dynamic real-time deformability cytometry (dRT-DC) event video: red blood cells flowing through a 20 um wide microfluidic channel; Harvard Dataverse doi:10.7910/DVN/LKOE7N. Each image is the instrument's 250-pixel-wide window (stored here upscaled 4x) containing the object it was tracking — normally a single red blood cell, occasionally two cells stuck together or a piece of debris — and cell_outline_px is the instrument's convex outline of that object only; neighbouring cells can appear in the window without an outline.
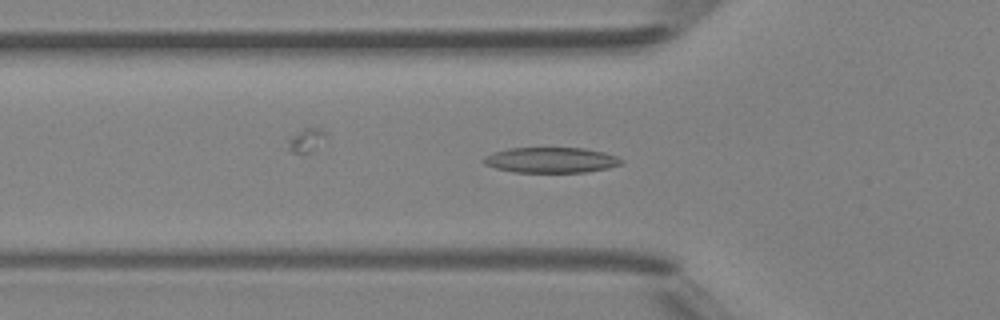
{"species": "Egyptian fruit bat (a non-hibernating species)", "species_latin": "Rousettus aegyptiacus", "temperature_condition": "room temperature", "stored_images_in_passage": 47, "camera_frame_rate_fps": 3000, "um_per_image_px": 0.085, "animal": {"sex": "female"}, "frame": {"image": 1, "passage_image": 16, "time_ms": 5.0, "image_size_px": [1000, 320], "cell_outline_px": [[624, 160], [620, 164], [608, 168], [584, 172], [512, 172], [496, 168], [484, 164], [480, 160], [484, 156], [492, 152], [508, 148], [584, 148], [604, 152], [616, 156]], "centroid_in_image_um": [46.78, 13.6], "position_along_channel_um": 79.0, "area_um2": 20.52}}
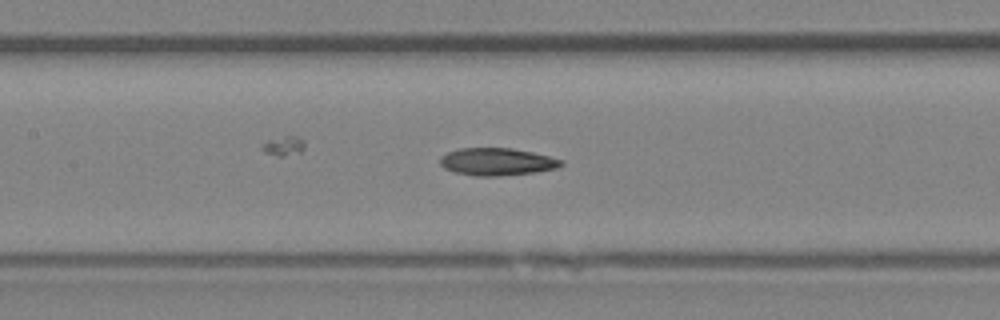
{"frame": {"image": 2, "passage_image": 22, "time_ms": 7.0, "image_size_px": [1000, 320], "cell_outline_px": [[564, 164], [556, 168], [536, 172], [496, 176], [476, 176], [456, 172], [444, 168], [440, 164], [440, 156], [448, 152], [460, 148], [512, 148], [532, 152], [564, 160]], "centroid_in_image_um": [42.25, 13.74], "position_along_channel_um": 165.2, "area_um2": 19.31}}
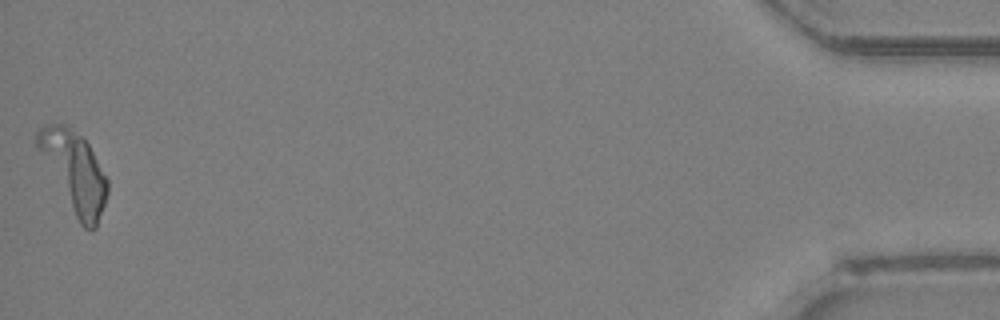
{"frame": {"image": 3, "passage_image": 47, "time_ms": 15.333, "image_size_px": [1000, 320], "cell_outline_px": [[108, 192], [96, 228], [84, 228], [80, 224], [36, 144], [36, 132], [40, 128], [48, 124], [64, 124], [80, 136], [88, 144], [108, 176]], "centroid_in_image_um": [6.37, 14.58], "position_along_channel_um": 428.8, "area_um2": 31.39}, "authors_computed_cell_mechanics": {"area_um2": 20.519, "velocity_mm_per_s": 4.2907, "shape_relaxation_time_tau1_ms": null, "shape_relaxation_time_tau2_ms": 4.7278, "deformation_change_tau1": null, "deformation_change_tau2": 0.1483}}